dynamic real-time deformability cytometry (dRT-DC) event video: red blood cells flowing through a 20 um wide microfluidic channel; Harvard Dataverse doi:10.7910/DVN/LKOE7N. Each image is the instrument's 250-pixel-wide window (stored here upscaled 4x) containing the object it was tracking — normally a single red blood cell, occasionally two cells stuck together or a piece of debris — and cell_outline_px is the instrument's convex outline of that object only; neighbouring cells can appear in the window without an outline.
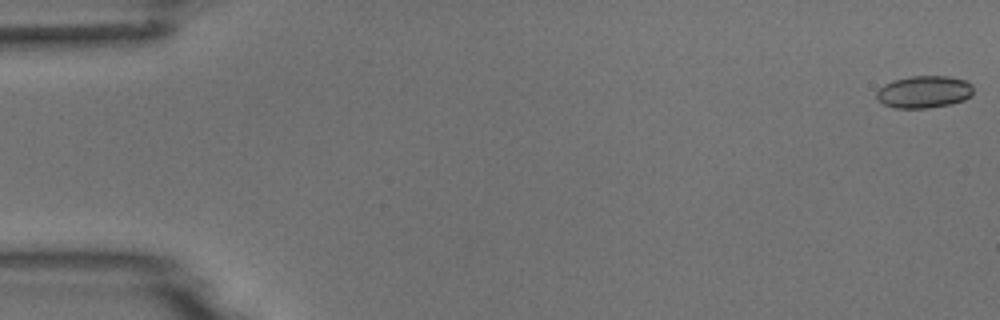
{"species": "common noctule bat (a hibernating species)", "species_latin": "Nyctalus noctula", "temperature_condition": "room temperature", "stored_images_in_passage": 5, "camera_frame_rate_fps": 3000, "um_per_image_px": 0.085, "animal": {"sex": "male", "body_mass_g": 18.8}, "frame": {"image": 1, "passage_image": 1, "time_ms": 0.0, "image_size_px": [1000, 320], "cell_outline_px": [[972, 96], [964, 100], [952, 104], [928, 108], [896, 108], [884, 104], [876, 96], [876, 92], [884, 84], [892, 80], [912, 76], [948, 76], [964, 80], [972, 84]], "centroid_in_image_um": [78.56, 7.81], "position_along_channel_um": 6.4, "area_um2": 18.21}}
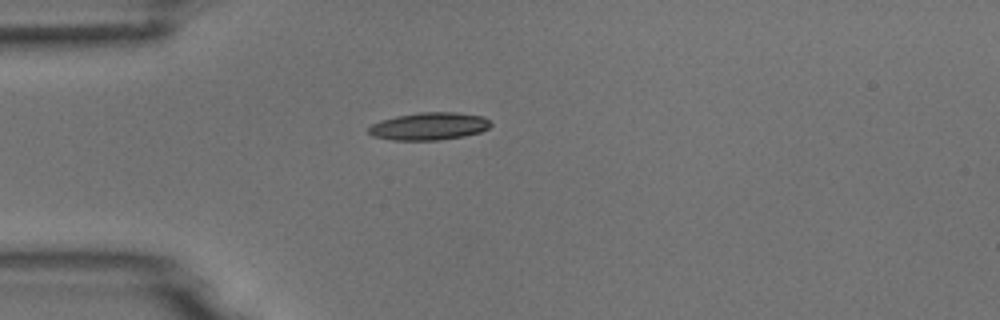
{"frame": {"image": 2, "passage_image": 5, "time_ms": 4.667, "image_size_px": [1000, 320], "cell_outline_px": [[492, 124], [488, 128], [480, 132], [464, 136], [436, 140], [392, 140], [372, 136], [368, 132], [368, 128], [372, 124], [380, 120], [396, 116], [420, 112], [456, 112], [484, 116]], "centroid_in_image_um": [36.46, 10.72], "position_along_channel_um": 48.5, "area_um2": 19.65}}